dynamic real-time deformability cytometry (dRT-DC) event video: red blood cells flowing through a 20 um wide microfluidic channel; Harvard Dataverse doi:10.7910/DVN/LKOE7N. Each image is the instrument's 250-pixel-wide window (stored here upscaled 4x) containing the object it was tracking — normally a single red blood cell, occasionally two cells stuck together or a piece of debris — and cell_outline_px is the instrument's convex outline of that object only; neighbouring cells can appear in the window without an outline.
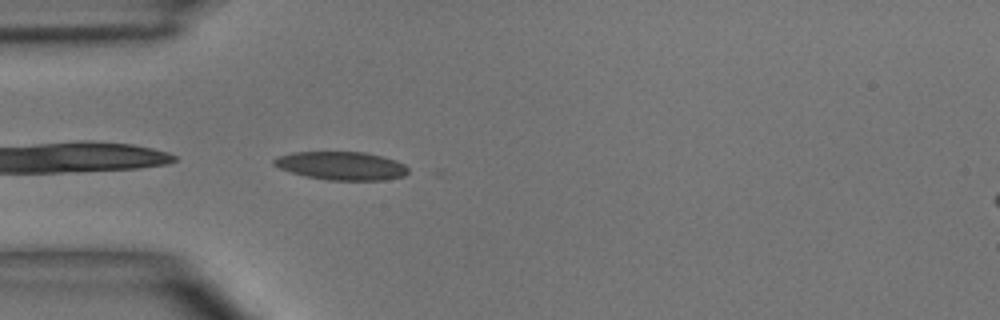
{"species": "common noctule bat (a hibernating species)", "species_latin": "Nyctalus noctula", "temperature_condition": "room temperature", "stored_images_in_passage": 8, "camera_frame_rate_fps": 3000, "um_per_image_px": 0.085, "animal": {"sex": "male", "body_mass_g": 15.6}, "frame": {"image": 1, "passage_image": 1, "time_ms": 0.0, "image_size_px": [1000, 320], "cell_outline_px": [[408, 172], [404, 176], [384, 180], [328, 180], [308, 176], [292, 172], [280, 168], [272, 164], [272, 160], [280, 156], [292, 152], [364, 152], [384, 156], [396, 160], [404, 164], [408, 168]], "centroid_in_image_um": [29.05, 14.08], "position_along_channel_um": 55.9, "area_um2": 22.08}}
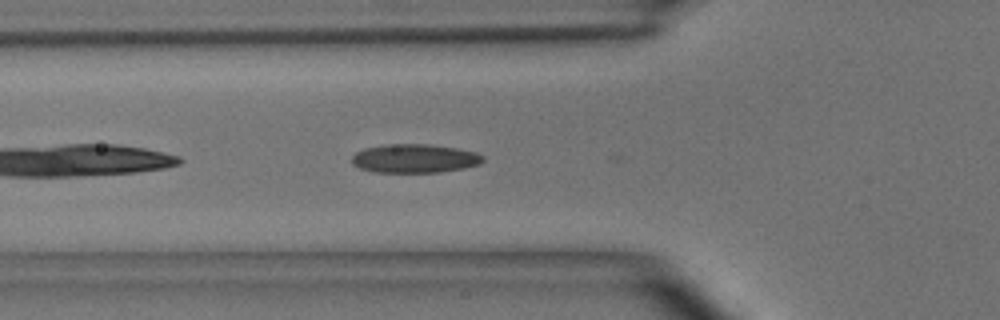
{"frame": {"image": 2, "passage_image": 4, "time_ms": 1.0, "image_size_px": [1000, 320], "cell_outline_px": [[484, 160], [480, 164], [464, 168], [440, 172], [376, 172], [360, 168], [352, 164], [352, 156], [356, 152], [364, 148], [388, 144], [432, 144], [456, 148], [476, 152], [484, 156]], "centroid_in_image_um": [35.26, 13.46], "position_along_channel_um": 90.5, "area_um2": 22.02}}